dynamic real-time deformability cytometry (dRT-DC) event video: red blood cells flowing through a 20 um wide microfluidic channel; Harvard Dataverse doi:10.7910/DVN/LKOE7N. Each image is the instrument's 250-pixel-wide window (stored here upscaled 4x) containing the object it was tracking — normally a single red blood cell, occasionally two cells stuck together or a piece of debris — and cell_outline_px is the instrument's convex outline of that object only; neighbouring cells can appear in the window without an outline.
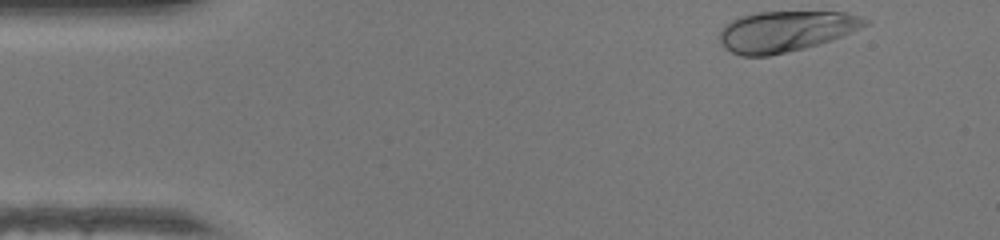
{"species": "human", "species_latin": "Homo sapiens", "temperature_condition": "warm", "stored_images_in_passage": 35, "camera_frame_rate_fps": 3000, "um_per_image_px": 0.085, "donor": {"sex": "female"}, "frame": {"image": 1, "passage_image": 1, "time_ms": 0.0, "image_size_px": [1000, 240], "cell_outline_px": [[872, 20], [868, 24], [852, 32], [820, 44], [804, 48], [768, 56], [740, 56], [724, 48], [720, 40], [720, 28], [724, 24], [740, 16], [756, 12], [848, 12]], "centroid_in_image_um": [66.78, 2.65], "position_along_channel_um": 18.2, "area_um2": 34.68}}
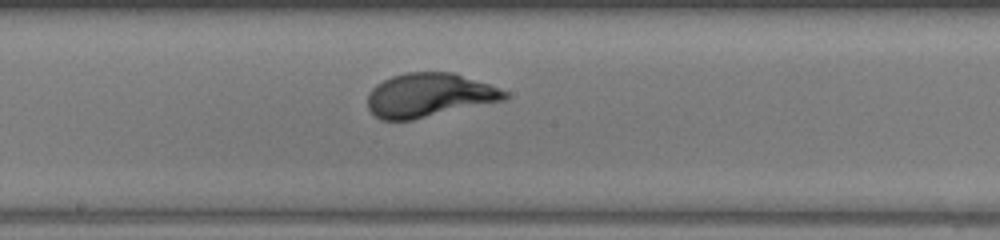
{"frame": {"image": 2, "passage_image": 21, "time_ms": 6.667, "image_size_px": [1000, 240], "cell_outline_px": [[508, 96], [504, 100], [412, 120], [380, 120], [368, 108], [368, 92], [376, 84], [392, 76], [404, 72], [452, 72], [488, 84], [508, 92]], "centroid_in_image_um": [36.44, 8.09], "position_along_channel_um": 211.8, "area_um2": 34.85}}
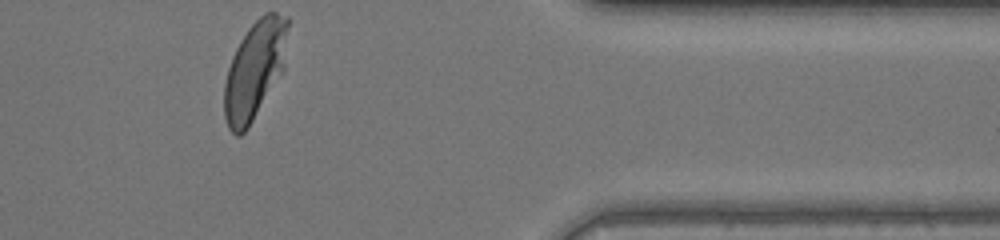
{"frame": {"image": 3, "passage_image": 35, "time_ms": 11.333, "image_size_px": [1000, 240], "cell_outline_px": [[288, 28], [284, 68], [248, 128], [240, 136], [236, 136], [228, 128], [224, 116], [224, 84], [228, 68], [232, 56], [240, 40], [248, 28], [264, 12], [276, 12], [288, 16]], "centroid_in_image_um": [21.64, 5.93], "position_along_channel_um": 389.8, "area_um2": 36.3}, "authors_computed_cell_mechanics": {"area_um2": 34.4488, "velocity_mm_per_s": 4.3542, "shape_relaxation_time_tau1_ms": 2.0577, "shape_relaxation_time_tau2_ms": null, "deformation_change_tau1": 0.1672, "deformation_change_tau2": null}}